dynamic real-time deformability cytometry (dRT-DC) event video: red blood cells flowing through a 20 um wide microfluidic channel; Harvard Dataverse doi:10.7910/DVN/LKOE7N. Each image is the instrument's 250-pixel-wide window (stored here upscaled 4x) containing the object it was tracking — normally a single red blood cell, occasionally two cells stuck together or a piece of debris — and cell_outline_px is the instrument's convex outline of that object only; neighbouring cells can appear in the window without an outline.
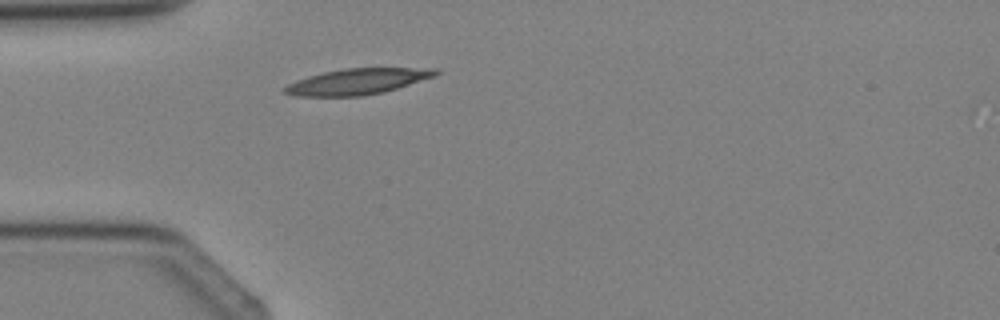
{"species": "Egyptian fruit bat (a non-hibernating species)", "species_latin": "Rousettus aegyptiacus", "temperature_condition": "cold", "stored_images_in_passage": 1, "camera_frame_rate_fps": 3000, "um_per_image_px": 0.085, "animal": {"sex": "female"}, "frame": {"image": 1, "passage_image": 1, "time_ms": 0.0, "image_size_px": [1000, 320], "cell_outline_px": [[440, 72], [436, 76], [384, 92], [364, 96], [296, 96], [284, 92], [280, 88], [296, 80], [308, 76], [324, 72], [344, 68], [440, 68]], "centroid_in_image_um": [30.39, 6.93], "position_along_channel_um": 54.6, "area_um2": 22.89}}